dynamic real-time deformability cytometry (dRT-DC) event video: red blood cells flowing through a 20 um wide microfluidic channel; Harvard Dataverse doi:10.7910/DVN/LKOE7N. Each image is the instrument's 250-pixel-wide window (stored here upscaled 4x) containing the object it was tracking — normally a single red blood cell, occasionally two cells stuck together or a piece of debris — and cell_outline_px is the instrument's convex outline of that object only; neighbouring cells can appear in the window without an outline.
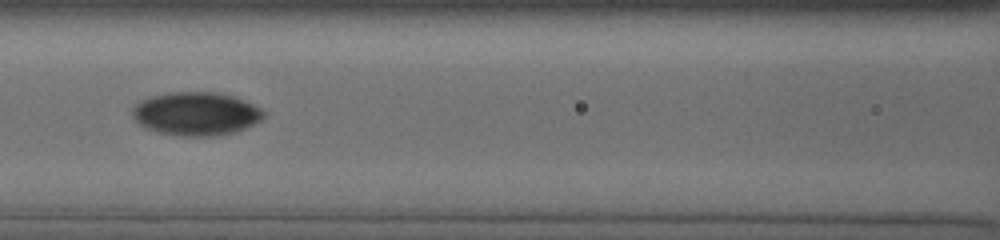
{"species": "human", "species_latin": "Homo sapiens", "temperature_condition": "cold", "stored_images_in_passage": 21, "segment_of_instrument_passage": [2, 2], "camera_frame_rate_fps": 3000, "um_per_image_px": 0.085, "donor": {"sex": "male"}, "frame": {"image": 1, "passage_image": 16, "time_ms": 7.667, "image_size_px": [1000, 240], "cell_outline_px": [[264, 116], [260, 120], [236, 132], [216, 136], [180, 136], [156, 132], [140, 124], [132, 116], [132, 108], [136, 104], [152, 96], [172, 92], [216, 92], [232, 96], [244, 100], [260, 108], [264, 112]], "centroid_in_image_um": [16.66, 9.67], "position_along_channel_um": 149.9, "area_um2": 32.95}}
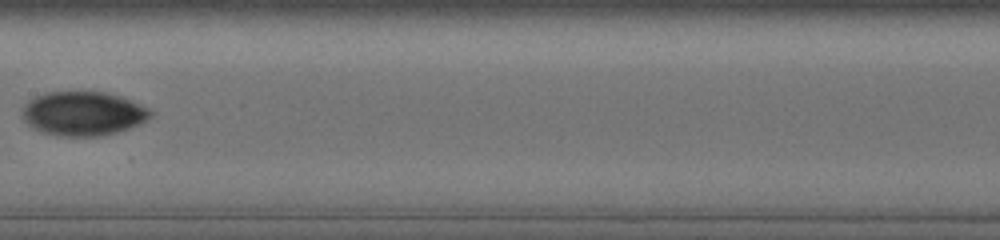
{"frame": {"image": 2, "passage_image": 18, "time_ms": 9.0, "image_size_px": [1000, 240], "cell_outline_px": [[152, 116], [140, 124], [104, 136], [60, 136], [44, 132], [32, 128], [20, 116], [24, 104], [28, 100], [36, 96], [48, 92], [104, 92], [120, 96], [148, 108], [152, 112]], "centroid_in_image_um": [7.03, 9.66], "position_along_channel_um": 200.4, "area_um2": 32.95}}
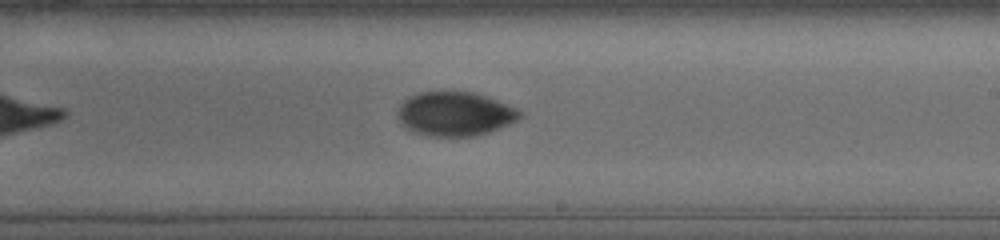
{"frame": {"image": 3, "passage_image": 21, "time_ms": 10.333, "image_size_px": [1000, 240], "cell_outline_px": [[520, 116], [516, 120], [508, 124], [488, 132], [472, 136], [428, 136], [408, 128], [400, 120], [400, 104], [404, 100], [420, 92], [476, 92], [516, 108], [520, 112]], "centroid_in_image_um": [38.69, 9.67], "position_along_channel_um": 250.3, "area_um2": 30.58}}